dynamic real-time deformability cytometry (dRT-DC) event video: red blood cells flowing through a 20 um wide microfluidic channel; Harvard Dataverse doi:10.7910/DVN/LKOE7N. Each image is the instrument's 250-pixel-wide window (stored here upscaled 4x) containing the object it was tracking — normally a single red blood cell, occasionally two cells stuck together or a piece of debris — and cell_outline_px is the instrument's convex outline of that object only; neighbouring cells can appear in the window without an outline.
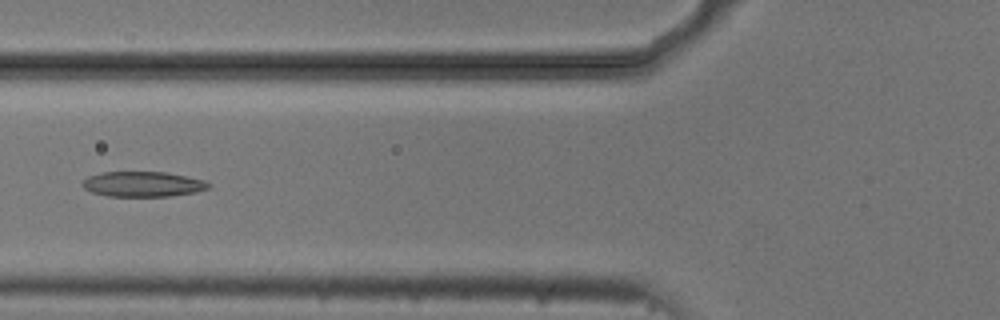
{"species": "common noctule bat (a hibernating species)", "species_latin": "Nyctalus noctula", "temperature_condition": "cold", "stored_images_in_passage": 6, "camera_frame_rate_fps": 3000, "um_per_image_px": 0.085, "animal": {"sex": "male", "body_mass_g": 20.5, "forearm_length_mm": 52.5}, "frame": {"image": 1, "passage_image": 6, "time_ms": 1.667, "image_size_px": [1000, 320], "cell_outline_px": [[212, 188], [196, 192], [168, 196], [108, 196], [92, 192], [84, 188], [80, 184], [88, 176], [100, 172], [164, 172], [204, 180], [212, 184]], "centroid_in_image_um": [12.15, 15.65], "position_along_channel_um": 113.6, "area_um2": 18.55}}